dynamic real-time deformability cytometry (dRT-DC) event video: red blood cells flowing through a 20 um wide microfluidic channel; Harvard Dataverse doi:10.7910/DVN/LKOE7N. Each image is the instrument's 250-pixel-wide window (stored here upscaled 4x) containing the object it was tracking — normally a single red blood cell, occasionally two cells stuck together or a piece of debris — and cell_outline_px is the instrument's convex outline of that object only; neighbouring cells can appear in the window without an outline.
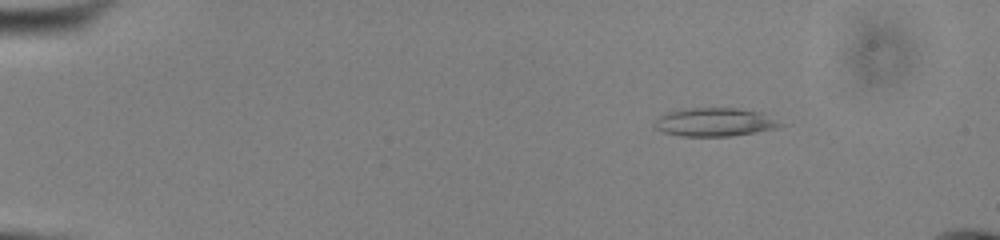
{"species": "common noctule bat (a hibernating species)", "species_latin": "Nyctalus noctula", "temperature_condition": "cold", "stored_images_in_passage": 47, "camera_frame_rate_fps": 3000, "um_per_image_px": 0.085, "animal": {"sex": "male", "body_mass_g": 13.0, "forearm_length_mm": 53.1}, "frame": {"image": 1, "passage_image": 1, "time_ms": 0.0, "image_size_px": [1000, 240], "cell_outline_px": [[792, 124], [776, 128], [756, 132], [732, 136], [680, 136], [664, 132], [656, 128], [652, 124], [664, 112], [676, 108], [740, 108], [760, 112]], "centroid_in_image_um": [60.81, 10.37], "position_along_channel_um": 24.2, "area_um2": 21.44}}
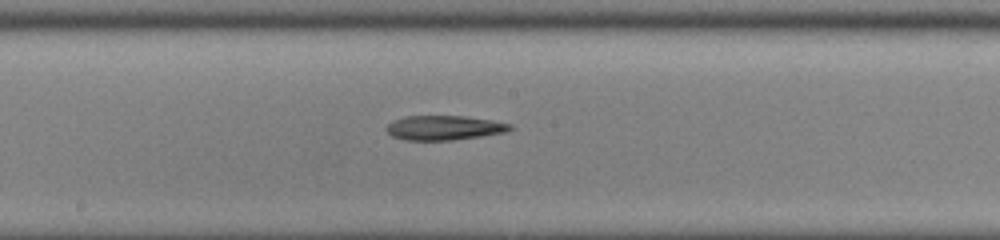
{"frame": {"image": 2, "passage_image": 23, "time_ms": 7.333, "image_size_px": [1000, 240], "cell_outline_px": [[512, 128], [504, 132], [480, 136], [452, 140], [404, 140], [392, 136], [384, 128], [392, 120], [404, 116], [464, 116], [492, 120], [512, 124]], "centroid_in_image_um": [37.7, 10.85], "position_along_channel_um": 210.5, "area_um2": 17.63}}
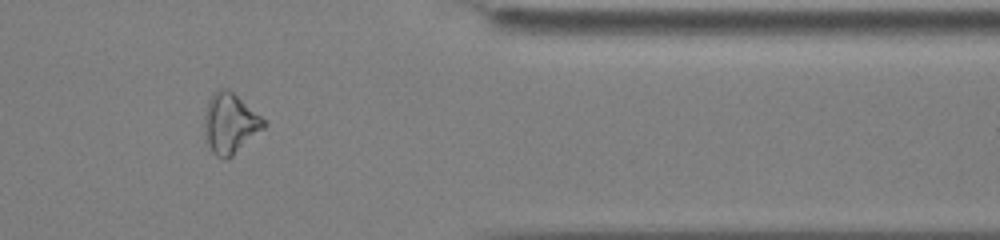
{"frame": {"image": 3, "passage_image": 38, "time_ms": 12.333, "image_size_px": [1000, 240], "cell_outline_px": [[268, 124], [264, 128], [232, 156], [224, 160], [216, 156], [212, 152], [208, 144], [204, 132], [204, 116], [208, 100], [220, 88], [224, 88], [232, 92], [260, 116]], "centroid_in_image_um": [19.53, 10.52], "position_along_channel_um": 391.9, "area_um2": 20.46}}